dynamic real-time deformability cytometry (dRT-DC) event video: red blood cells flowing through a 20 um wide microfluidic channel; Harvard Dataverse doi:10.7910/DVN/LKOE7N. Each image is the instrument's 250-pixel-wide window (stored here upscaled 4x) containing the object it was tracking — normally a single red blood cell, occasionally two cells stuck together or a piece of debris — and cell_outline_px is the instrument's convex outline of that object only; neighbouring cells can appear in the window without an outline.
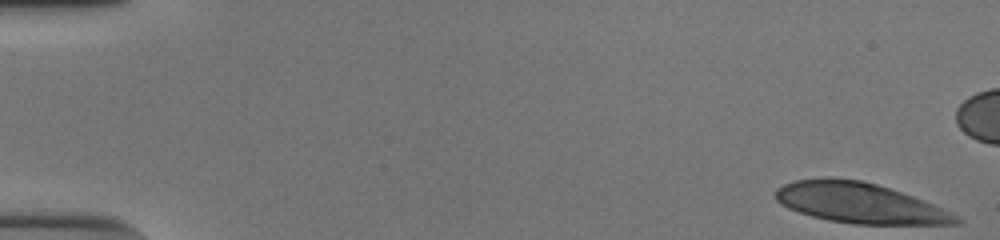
{"species": "human", "species_latin": "Homo sapiens", "temperature_condition": "cold", "stored_images_in_passage": 47, "camera_frame_rate_fps": 3000, "um_per_image_px": 0.085, "donor": {"sex": "male"}, "frame": {"image": 1, "passage_image": 1, "time_ms": 0.0, "image_size_px": [1000, 240], "cell_outline_px": [[964, 220], [960, 224], [852, 224], [828, 220], [812, 216], [788, 208], [780, 204], [776, 200], [776, 188], [784, 184], [796, 180], [860, 180], [876, 184], [924, 200], [960, 216]], "centroid_in_image_um": [73.13, 17.3], "position_along_channel_um": 11.9, "area_um2": 41.62}}
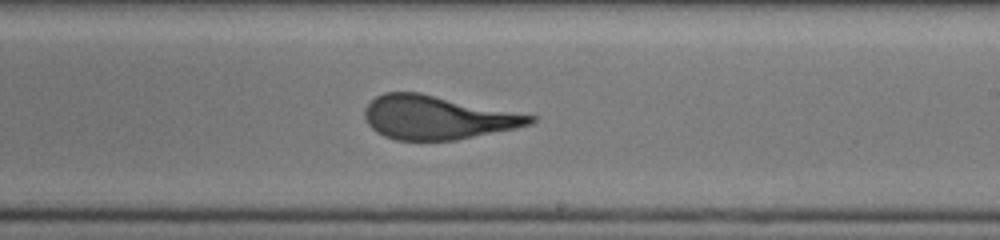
{"frame": {"image": 2, "passage_image": 31, "time_ms": 10.0, "image_size_px": [1000, 240], "cell_outline_px": [[540, 116], [532, 124], [516, 128], [456, 140], [396, 140], [384, 136], [376, 132], [368, 124], [364, 116], [364, 108], [376, 96], [384, 92], [420, 92]], "centroid_in_image_um": [37.21, 9.98], "position_along_channel_um": 251.8, "area_um2": 42.48}}
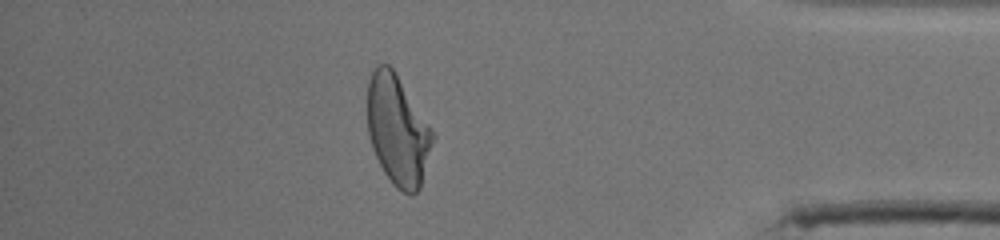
{"frame": {"image": 3, "passage_image": 45, "time_ms": 14.667, "image_size_px": [1000, 240], "cell_outline_px": [[436, 136], [420, 188], [412, 196], [400, 192], [392, 184], [384, 172], [372, 148], [368, 136], [368, 80], [372, 72], [380, 64], [388, 64], [396, 72]], "centroid_in_image_um": [33.82, 11.11], "position_along_channel_um": 401.4, "area_um2": 41.96}}